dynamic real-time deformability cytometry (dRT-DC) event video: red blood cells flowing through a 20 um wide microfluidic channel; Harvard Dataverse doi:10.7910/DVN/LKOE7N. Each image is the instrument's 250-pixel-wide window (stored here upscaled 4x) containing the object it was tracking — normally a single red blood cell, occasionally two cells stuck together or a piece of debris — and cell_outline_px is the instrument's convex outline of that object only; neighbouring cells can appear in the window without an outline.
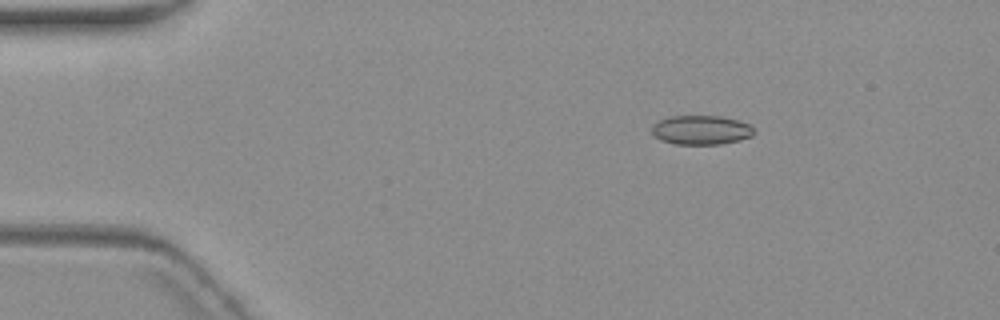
{"species": "common noctule bat (a hibernating species)", "species_latin": "Nyctalus noctula", "temperature_condition": "warm", "stored_images_in_passage": 4, "camera_frame_rate_fps": 3000, "um_per_image_px": 0.085, "animal": {"sex": "female", "body_mass_g": 19.3, "forearm_length_mm": 54.1}, "frame": {"image": 1, "passage_image": 2, "time_ms": 1.333, "image_size_px": [1000, 320], "cell_outline_px": [[756, 132], [752, 136], [740, 140], [720, 144], [676, 144], [660, 140], [652, 132], [652, 124], [668, 116], [720, 116], [736, 120], [748, 124]], "centroid_in_image_um": [59.58, 11.05], "position_along_channel_um": 25.4, "area_um2": 17.34}}